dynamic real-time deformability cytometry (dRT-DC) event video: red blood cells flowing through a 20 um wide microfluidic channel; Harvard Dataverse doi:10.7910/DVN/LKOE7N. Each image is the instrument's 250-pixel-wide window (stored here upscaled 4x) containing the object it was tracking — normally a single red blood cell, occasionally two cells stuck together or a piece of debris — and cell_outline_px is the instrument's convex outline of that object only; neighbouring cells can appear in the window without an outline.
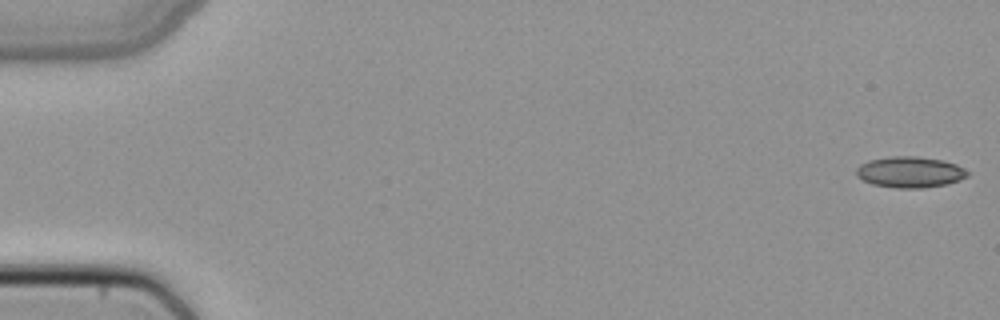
{"species": "common noctule bat (a hibernating species)", "species_latin": "Nyctalus noctula", "temperature_condition": "cold", "stored_images_in_passage": 50, "camera_frame_rate_fps": 3000, "um_per_image_px": 0.085, "animal": {"sex": "female", "body_mass_g": 22.7, "forearm_length_mm": 54.2}, "frame": {"image": 1, "passage_image": 1, "time_ms": 0.0, "image_size_px": [1000, 320], "cell_outline_px": [[968, 176], [960, 180], [948, 184], [924, 188], [896, 188], [872, 184], [856, 176], [856, 168], [860, 164], [868, 160], [888, 156], [916, 156], [940, 160], [956, 164], [964, 168], [968, 172]], "centroid_in_image_um": [77.33, 14.63], "position_along_channel_um": 7.7, "area_um2": 20.23}}
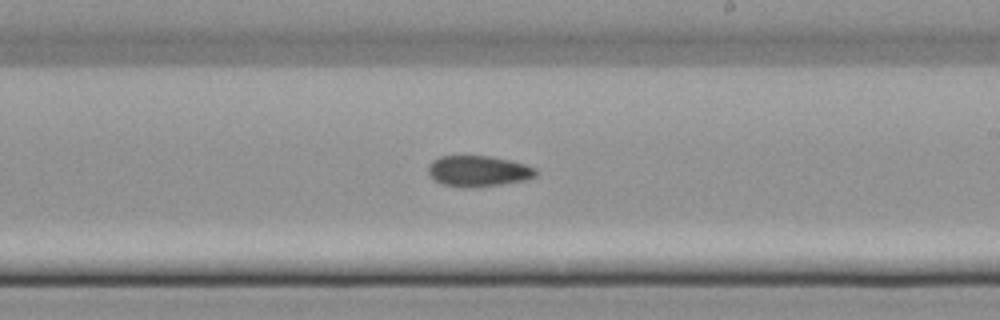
{"frame": {"image": 2, "passage_image": 30, "time_ms": 9.667, "image_size_px": [1000, 320], "cell_outline_px": [[540, 172], [536, 176], [524, 180], [476, 188], [472, 188], [444, 184], [432, 180], [428, 176], [428, 164], [432, 160], [440, 156], [488, 156], [508, 160], [524, 164], [536, 168]], "centroid_in_image_um": [40.63, 14.55], "position_along_channel_um": 248.4, "area_um2": 19.48}}
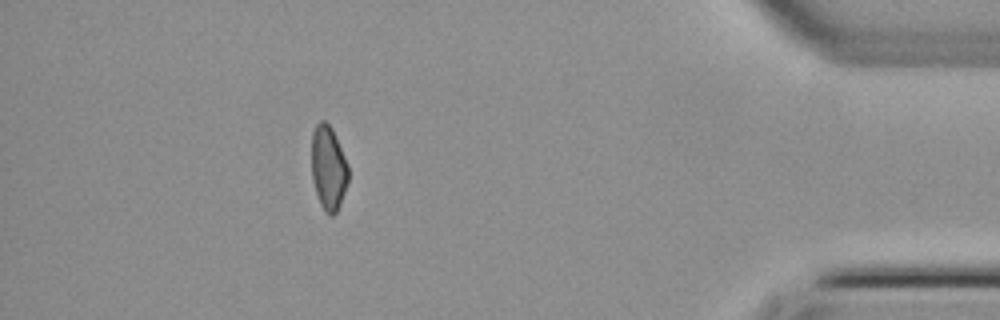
{"frame": {"image": 3, "passage_image": 45, "time_ms": 14.667, "image_size_px": [1000, 320], "cell_outline_px": [[348, 180], [340, 204], [336, 212], [332, 216], [328, 216], [324, 212], [320, 204], [312, 180], [312, 132], [316, 124], [320, 120], [324, 120], [332, 128], [348, 164]], "centroid_in_image_um": [27.9, 14.28], "position_along_channel_um": 407.3, "area_um2": 18.09}}